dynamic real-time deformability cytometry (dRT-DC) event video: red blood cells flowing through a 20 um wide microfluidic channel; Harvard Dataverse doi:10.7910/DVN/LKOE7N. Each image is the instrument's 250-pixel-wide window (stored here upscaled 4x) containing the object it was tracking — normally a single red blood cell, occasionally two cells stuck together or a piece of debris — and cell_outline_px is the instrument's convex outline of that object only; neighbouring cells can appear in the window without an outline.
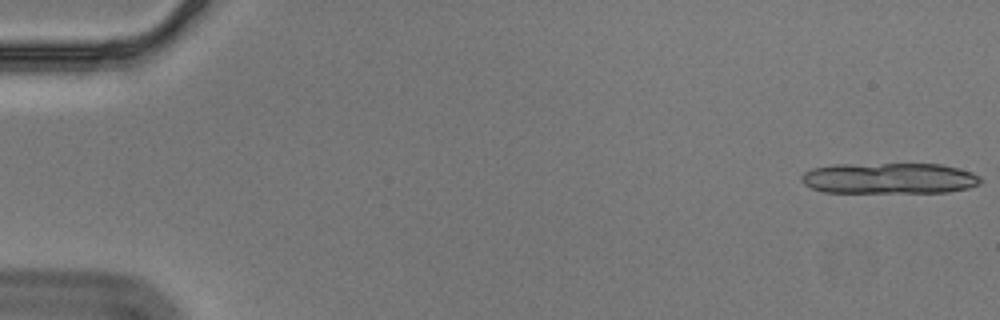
{"species": "Egyptian fruit bat (a non-hibernating species)", "species_latin": "Rousettus aegyptiacus", "temperature_condition": "cold", "stored_images_in_passage": 13, "camera_frame_rate_fps": 3000, "um_per_image_px": 0.085, "animal": {"sex": "male"}, "frame": {"image": 1, "passage_image": 1, "time_ms": 0.0, "image_size_px": [1000, 320], "cell_outline_px": [[984, 180], [980, 184], [968, 188], [948, 192], [824, 192], [812, 188], [804, 184], [800, 180], [800, 176], [804, 172], [812, 168], [836, 164], [940, 164], [972, 172], [980, 176]], "centroid_in_image_um": [75.59, 15.15], "position_along_channel_um": 9.4, "area_um2": 32.43}}